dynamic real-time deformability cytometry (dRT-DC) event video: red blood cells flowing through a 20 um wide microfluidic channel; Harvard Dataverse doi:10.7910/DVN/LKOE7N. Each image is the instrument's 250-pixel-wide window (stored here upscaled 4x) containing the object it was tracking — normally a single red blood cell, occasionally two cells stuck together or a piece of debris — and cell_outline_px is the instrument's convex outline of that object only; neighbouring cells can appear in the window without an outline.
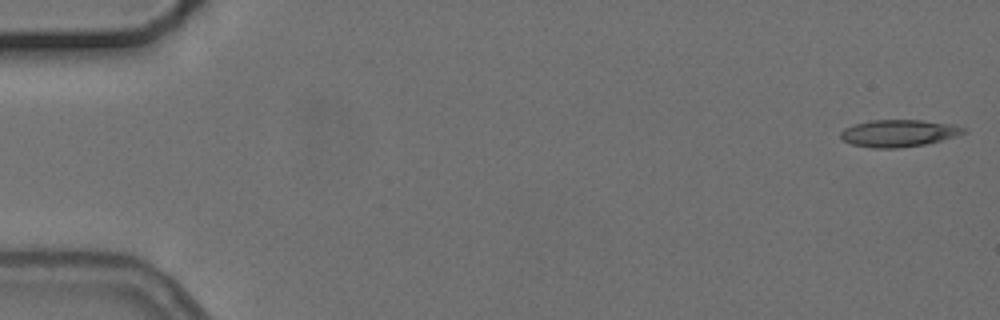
{"species": "common noctule bat (a hibernating species)", "species_latin": "Nyctalus noctula", "temperature_condition": "cold", "stored_images_in_passage": 4, "camera_frame_rate_fps": 3000, "um_per_image_px": 0.085, "animal": {"sex": "female", "body_mass_g": 24.6, "forearm_length_mm": 56.2}, "frame": {"image": 1, "passage_image": 1, "time_ms": 0.0, "image_size_px": [1000, 320], "cell_outline_px": [[968, 132], [956, 136], [924, 144], [900, 148], [872, 148], [852, 144], [844, 140], [840, 136], [840, 132], [844, 128], [852, 124], [872, 120], [920, 120], [952, 124], [968, 128]], "centroid_in_image_um": [76.4, 11.31], "position_along_channel_um": 8.6, "area_um2": 19.48}}
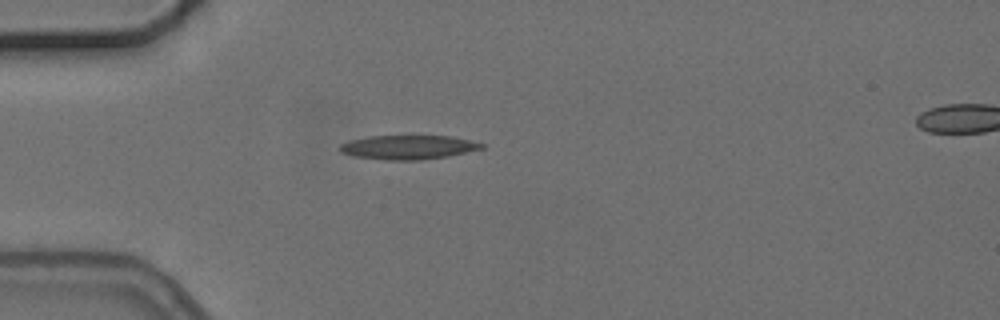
{"frame": {"image": 2, "passage_image": 4, "time_ms": 4.667, "image_size_px": [1000, 320], "cell_outline_px": [[484, 148], [448, 156], [420, 160], [384, 160], [352, 156], [340, 152], [340, 144], [348, 140], [368, 136], [452, 136], [484, 144]], "centroid_in_image_um": [34.64, 12.52], "position_along_channel_um": 50.4, "area_um2": 19.94}}